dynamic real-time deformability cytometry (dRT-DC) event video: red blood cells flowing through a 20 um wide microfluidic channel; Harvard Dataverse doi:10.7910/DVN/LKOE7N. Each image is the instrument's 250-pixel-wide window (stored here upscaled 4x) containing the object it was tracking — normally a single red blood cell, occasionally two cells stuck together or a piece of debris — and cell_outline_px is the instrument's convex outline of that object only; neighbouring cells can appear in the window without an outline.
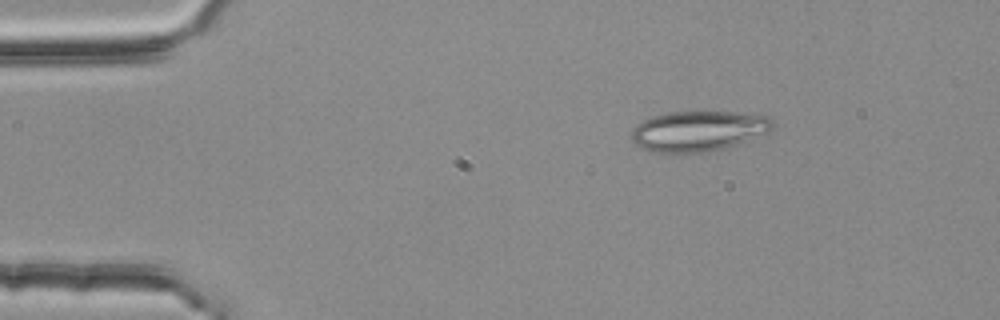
{"species": "common noctule bat (a hibernating species)", "species_latin": "Nyctalus noctula", "temperature_condition": "room temperature", "stored_images_in_passage": 47, "camera_frame_rate_fps": 3000, "um_per_image_px": 0.085, "animal": {"sex": "female", "body_mass_g": 25.1}, "frame": {"image": 1, "passage_image": 1, "time_ms": 0.0, "image_size_px": [1000, 320], "cell_outline_px": [[776, 124], [768, 132], [736, 144], [724, 148], [704, 152], [672, 156], [652, 152], [636, 144], [632, 140], [632, 128], [636, 124], [652, 116], [668, 112], [732, 112], [772, 116]], "centroid_in_image_um": [59.34, 11.16], "position_along_channel_um": 25.7, "area_um2": 33.81}}
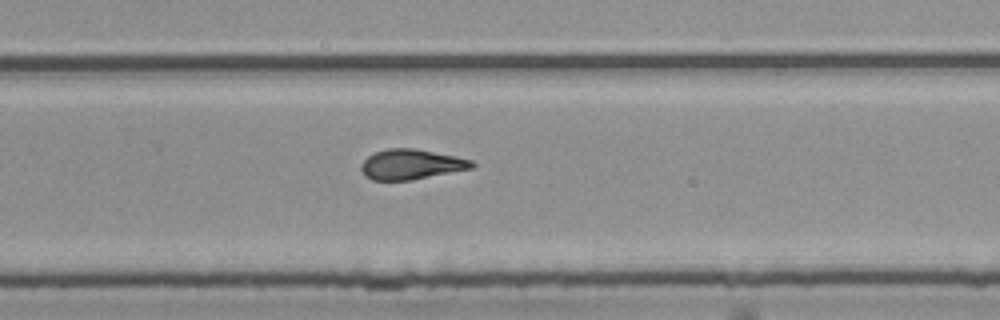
{"frame": {"image": 2, "passage_image": 28, "time_ms": 9.0, "image_size_px": [1000, 320], "cell_outline_px": [[476, 168], [412, 180], [372, 180], [364, 176], [360, 168], [360, 164], [368, 156], [376, 152], [388, 148], [416, 148], [456, 156], [472, 160], [476, 164]], "centroid_in_image_um": [34.98, 13.97], "position_along_channel_um": 294.8, "area_um2": 19.77}}
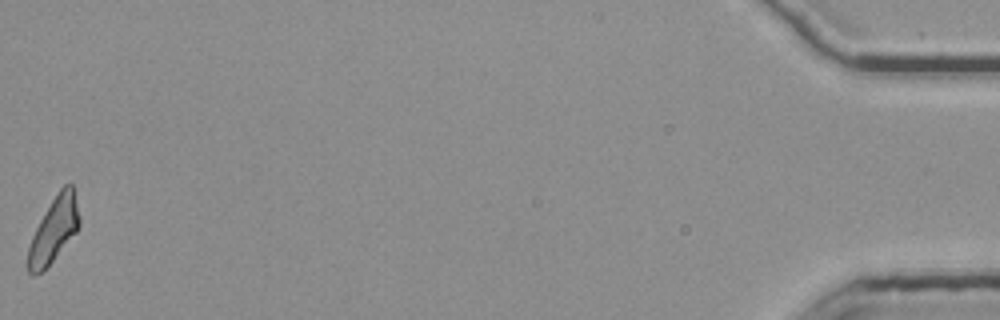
{"frame": {"image": 3, "passage_image": 47, "time_ms": 15.333, "image_size_px": [1000, 320], "cell_outline_px": [[80, 224], [76, 232], [52, 260], [40, 272], [28, 272], [28, 248], [32, 236], [40, 220], [52, 200], [60, 188], [64, 184], [72, 184], [80, 216]], "centroid_in_image_um": [4.6, 19.48], "position_along_channel_um": 430.6, "area_um2": 18.73}, "authors_computed_cell_mechanics": {"area_um2": 19.5942, "velocity_mm_per_s": 3.7611, "shape_relaxation_time_tau1_ms": null, "shape_relaxation_time_tau2_ms": 2.5692, "deformation_change_tau1": null, "deformation_change_tau2": 0.1205}}